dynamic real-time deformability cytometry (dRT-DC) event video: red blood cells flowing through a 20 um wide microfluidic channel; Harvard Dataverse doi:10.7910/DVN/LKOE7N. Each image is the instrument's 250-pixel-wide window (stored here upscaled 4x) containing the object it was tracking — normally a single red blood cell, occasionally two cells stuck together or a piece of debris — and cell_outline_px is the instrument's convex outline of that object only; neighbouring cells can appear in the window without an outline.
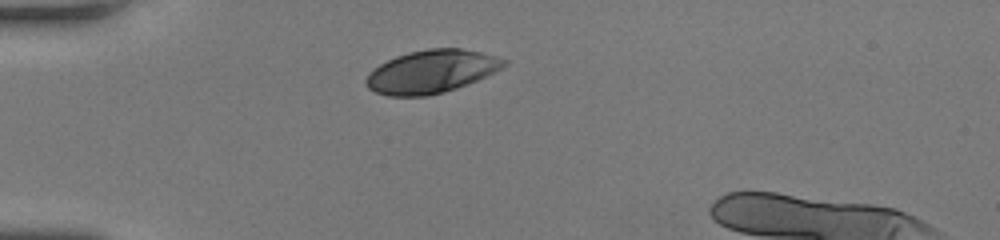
{"species": "human", "species_latin": "Homo sapiens", "temperature_condition": "room temperature", "stored_images_in_passage": 31, "camera_frame_rate_fps": 3000, "um_per_image_px": 0.085, "donor": {"sex": "female"}, "frame": {"image": 1, "passage_image": 1, "time_ms": 0.0, "image_size_px": [1000, 240], "cell_outline_px": [[508, 64], [476, 80], [456, 88], [444, 92], [428, 96], [388, 96], [376, 92], [368, 88], [364, 84], [364, 80], [368, 72], [380, 64], [396, 56], [408, 52], [428, 48], [460, 48], [480, 52], [508, 60]], "centroid_in_image_um": [36.61, 6.08], "position_along_channel_um": 48.4, "area_um2": 34.45}}
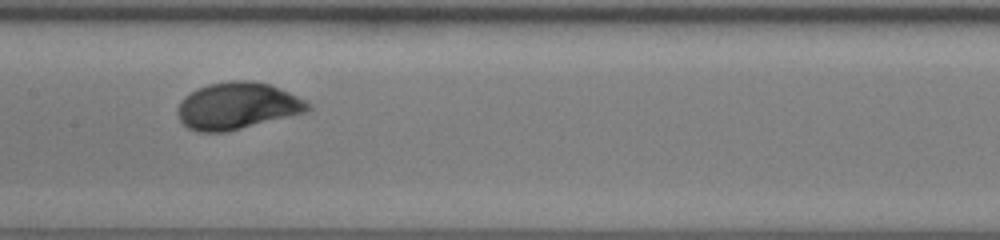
{"frame": {"image": 2, "passage_image": 13, "time_ms": 4.0, "image_size_px": [1000, 240], "cell_outline_px": [[312, 108], [308, 112], [224, 132], [196, 132], [188, 128], [180, 120], [176, 112], [176, 108], [180, 100], [184, 96], [196, 88], [208, 84], [228, 80], [252, 80], [268, 84], [288, 92], [312, 104]], "centroid_in_image_um": [20.14, 8.99], "position_along_channel_um": 187.3, "area_um2": 35.78}}
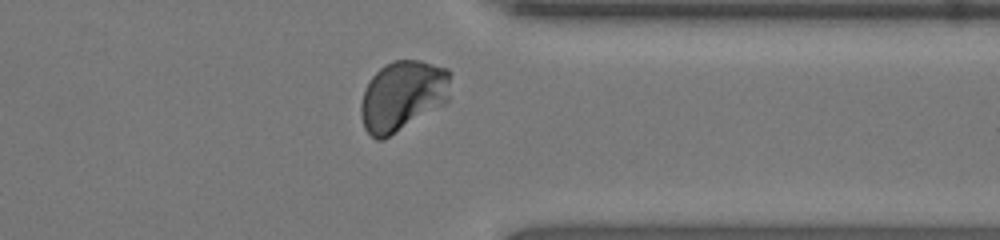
{"frame": {"image": 3, "passage_image": 27, "time_ms": 8.667, "image_size_px": [1000, 240], "cell_outline_px": [[452, 72], [448, 100], [444, 104], [384, 140], [376, 140], [364, 128], [360, 116], [360, 104], [364, 88], [372, 76], [384, 64], [392, 60], [420, 60], [448, 68]], "centroid_in_image_um": [34.22, 8.13], "position_along_channel_um": 377.2, "area_um2": 37.28}, "authors_computed_cell_mechanics": {"area_um2": 34.391, "velocity_mm_per_s": 4.1116, "shape_relaxation_time_tau1_ms": 3.0065, "shape_relaxation_time_tau2_ms": null, "deformation_change_tau1": 0.1674, "deformation_change_tau2": null}}